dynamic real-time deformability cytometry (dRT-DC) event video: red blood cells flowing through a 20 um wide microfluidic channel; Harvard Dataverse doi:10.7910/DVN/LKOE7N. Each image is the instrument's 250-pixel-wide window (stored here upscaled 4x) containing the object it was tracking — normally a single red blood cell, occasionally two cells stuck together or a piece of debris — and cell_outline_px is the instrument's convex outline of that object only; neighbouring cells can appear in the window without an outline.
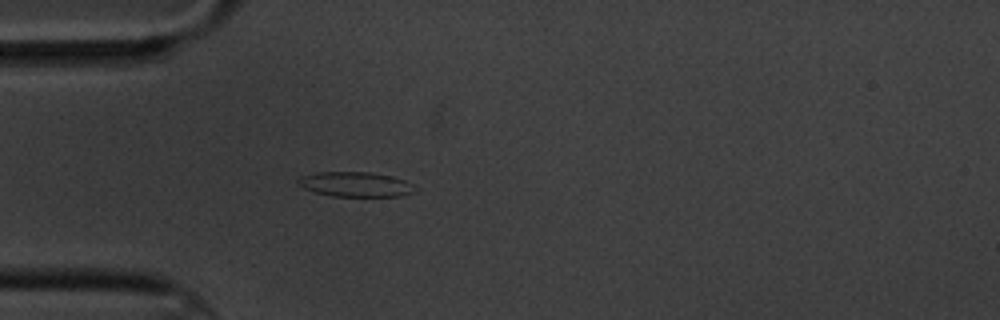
{"species": "common noctule bat (a hibernating species)", "species_latin": "Nyctalus noctula", "temperature_condition": "cold", "stored_images_in_passage": 3, "camera_frame_rate_fps": 3000, "um_per_image_px": 0.085, "animal": {"sex": "male", "body_mass_g": 20.1, "forearm_length_mm": 53.5}, "frame": {"image": 1, "passage_image": 3, "time_ms": 2.333, "image_size_px": [1000, 320], "cell_outline_px": [[416, 192], [400, 196], [332, 196], [316, 192], [304, 188], [296, 180], [300, 176], [316, 172], [372, 172], [392, 176], [404, 180]], "centroid_in_image_um": [30.18, 15.66], "position_along_channel_um": 54.8, "area_um2": 16.7}}